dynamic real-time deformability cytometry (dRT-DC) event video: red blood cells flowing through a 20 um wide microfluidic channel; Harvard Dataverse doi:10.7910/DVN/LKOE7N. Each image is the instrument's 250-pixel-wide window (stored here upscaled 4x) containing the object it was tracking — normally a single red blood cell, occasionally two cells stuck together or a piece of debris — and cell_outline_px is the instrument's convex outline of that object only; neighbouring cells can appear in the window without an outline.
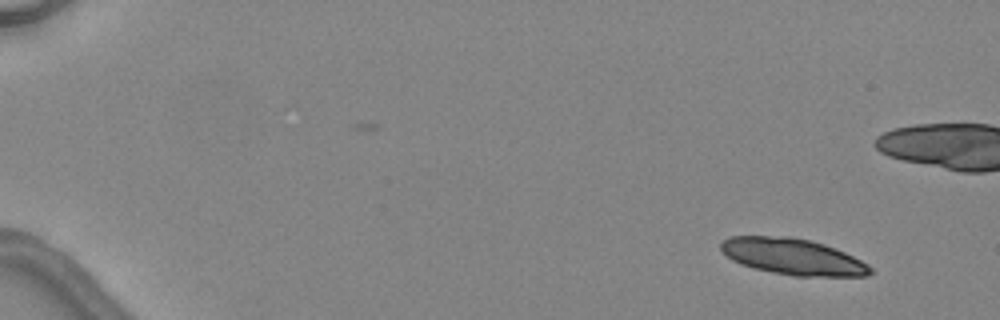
{"species": "common noctule bat (a hibernating species)", "species_latin": "Nyctalus noctula", "temperature_condition": "warm", "stored_images_in_passage": 5, "camera_frame_rate_fps": 3000, "um_per_image_px": 0.085, "animal": {"sex": "female", "body_mass_g": 24.6, "forearm_length_mm": 56.2}, "frame": {"image": 1, "passage_image": 1, "time_ms": 0.0, "image_size_px": [1000, 320], "cell_outline_px": [[872, 272], [868, 276], [796, 276], [772, 272], [752, 268], [740, 264], [732, 260], [720, 248], [720, 244], [728, 236], [792, 236], [812, 240], [836, 248], [868, 264], [872, 268]], "centroid_in_image_um": [67.39, 21.81], "position_along_channel_um": 17.6, "area_um2": 31.67}}